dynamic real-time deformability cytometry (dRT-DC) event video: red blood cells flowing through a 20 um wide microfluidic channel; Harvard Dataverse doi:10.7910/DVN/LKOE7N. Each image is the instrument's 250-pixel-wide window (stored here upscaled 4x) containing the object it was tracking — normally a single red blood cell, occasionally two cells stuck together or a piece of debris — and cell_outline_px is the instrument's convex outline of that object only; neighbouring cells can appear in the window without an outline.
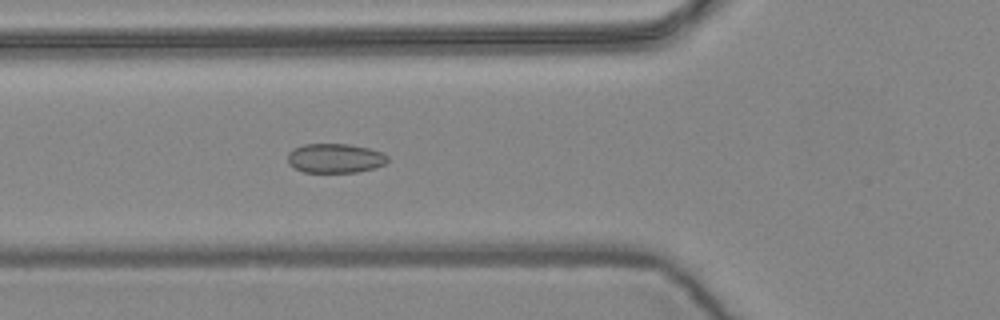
{"species": "common noctule bat (a hibernating species)", "species_latin": "Nyctalus noctula", "temperature_condition": "warm", "stored_images_in_passage": 3, "camera_frame_rate_fps": 3000, "um_per_image_px": 0.085, "animal": {"sex": "female", "body_mass_g": 24.6, "forearm_length_mm": 56.2}, "frame": {"image": 1, "passage_image": 3, "time_ms": 0.667, "image_size_px": [1000, 320], "cell_outline_px": [[388, 160], [384, 164], [376, 168], [356, 172], [304, 172], [288, 164], [288, 152], [292, 148], [304, 144], [348, 144], [368, 148], [384, 152], [388, 156]], "centroid_in_image_um": [28.49, 13.44], "position_along_channel_um": 97.3, "area_um2": 17.22}}